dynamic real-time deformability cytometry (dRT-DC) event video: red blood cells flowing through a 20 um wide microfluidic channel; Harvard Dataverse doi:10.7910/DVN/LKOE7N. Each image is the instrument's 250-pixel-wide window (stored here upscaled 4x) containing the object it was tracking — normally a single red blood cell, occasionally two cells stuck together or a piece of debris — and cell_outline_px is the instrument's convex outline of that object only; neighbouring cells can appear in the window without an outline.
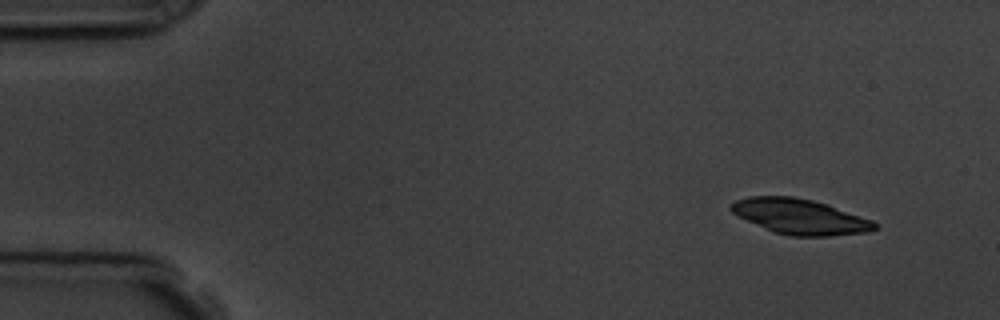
{"species": "common noctule bat (a hibernating species)", "species_latin": "Nyctalus noctula", "temperature_condition": "room temperature", "stored_images_in_passage": 5, "camera_frame_rate_fps": 3000, "um_per_image_px": 0.085, "animal": {"sex": "male", "body_mass_g": 19.5, "forearm_length_mm": 54.6}, "frame": {"image": 1, "passage_image": 1, "time_ms": 0.0, "image_size_px": [1000, 320], "cell_outline_px": [[880, 228], [868, 232], [828, 236], [792, 236], [776, 232], [748, 220], [732, 212], [728, 208], [728, 204], [736, 200], [748, 196], [792, 196], [812, 200], [828, 204], [872, 220], [880, 224]], "centroid_in_image_um": [68.04, 18.4], "position_along_channel_um": 17.0, "area_um2": 29.42}}